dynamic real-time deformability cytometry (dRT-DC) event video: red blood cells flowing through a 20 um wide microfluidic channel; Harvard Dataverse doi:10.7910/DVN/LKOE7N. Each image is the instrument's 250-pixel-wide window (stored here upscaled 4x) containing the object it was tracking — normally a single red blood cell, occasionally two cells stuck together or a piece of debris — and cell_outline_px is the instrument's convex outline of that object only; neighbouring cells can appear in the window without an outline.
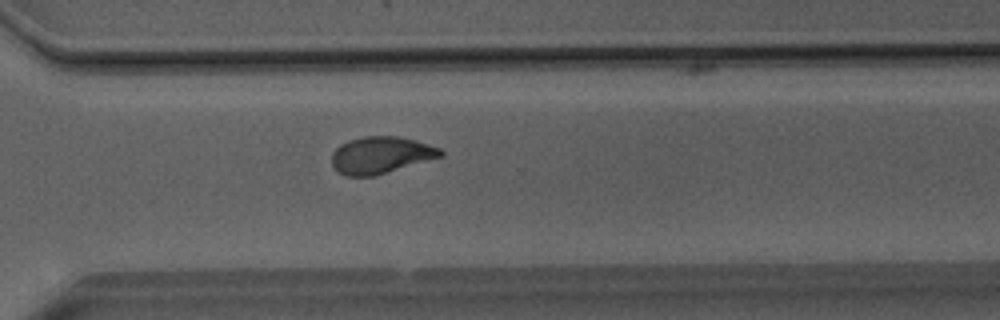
{"species": "Egyptian fruit bat (a non-hibernating species)", "species_latin": "Rousettus aegyptiacus", "temperature_condition": "room temperature", "stored_images_in_passage": 48, "camera_frame_rate_fps": 3000, "um_per_image_px": 0.085, "animal": {"sex": "male"}, "frame": {"image": 1, "passage_image": 34, "time_ms": 11.0, "image_size_px": [1000, 320], "cell_outline_px": [[444, 156], [372, 176], [344, 176], [336, 172], [332, 164], [332, 152], [340, 144], [348, 140], [364, 136], [396, 136], [416, 140], [440, 148], [444, 152]], "centroid_in_image_um": [32.35, 13.18], "position_along_channel_um": 338.3, "area_um2": 23.47}}
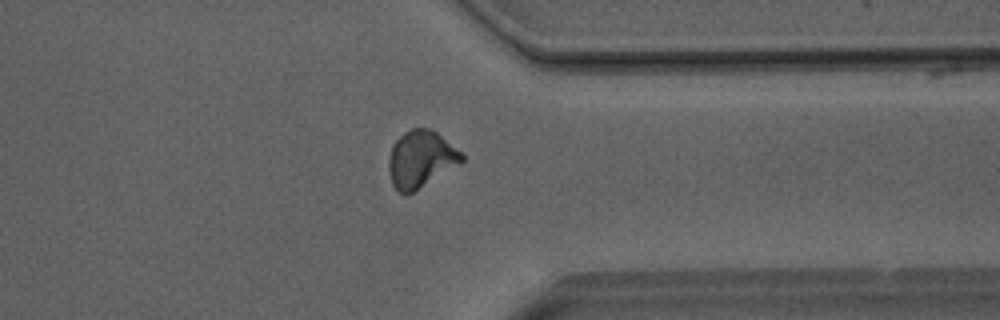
{"frame": {"image": 2, "passage_image": 37, "time_ms": 12.0, "image_size_px": [1000, 320], "cell_outline_px": [[464, 160], [408, 196], [404, 196], [392, 184], [388, 168], [388, 160], [392, 144], [404, 132], [412, 128], [428, 128], [436, 132], [460, 152], [464, 156]], "centroid_in_image_um": [35.71, 13.54], "position_along_channel_um": 375.7, "area_um2": 23.99}}
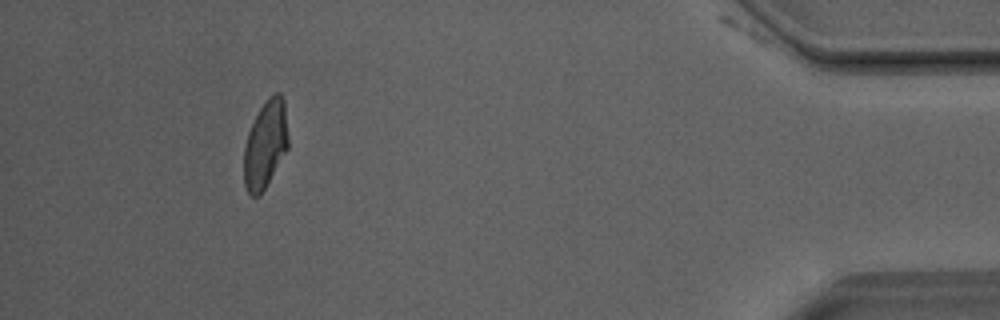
{"frame": {"image": 3, "passage_image": 44, "time_ms": 14.333, "image_size_px": [1000, 320], "cell_outline_px": [[288, 148], [260, 196], [252, 196], [248, 192], [244, 184], [244, 148], [248, 132], [260, 108], [272, 92], [280, 92], [284, 100], [288, 136]], "centroid_in_image_um": [22.56, 12.26], "position_along_channel_um": 412.6, "area_um2": 22.54}, "authors_computed_cell_mechanics": {"area_um2": 23.698, "velocity_mm_per_s": 4.0602, "shape_relaxation_time_tau1_ms": 8.2298, "shape_relaxation_time_tau2_ms": 1.0991, "deformation_change_tau1": 0.2397, "deformation_change_tau2": 0.0769}}